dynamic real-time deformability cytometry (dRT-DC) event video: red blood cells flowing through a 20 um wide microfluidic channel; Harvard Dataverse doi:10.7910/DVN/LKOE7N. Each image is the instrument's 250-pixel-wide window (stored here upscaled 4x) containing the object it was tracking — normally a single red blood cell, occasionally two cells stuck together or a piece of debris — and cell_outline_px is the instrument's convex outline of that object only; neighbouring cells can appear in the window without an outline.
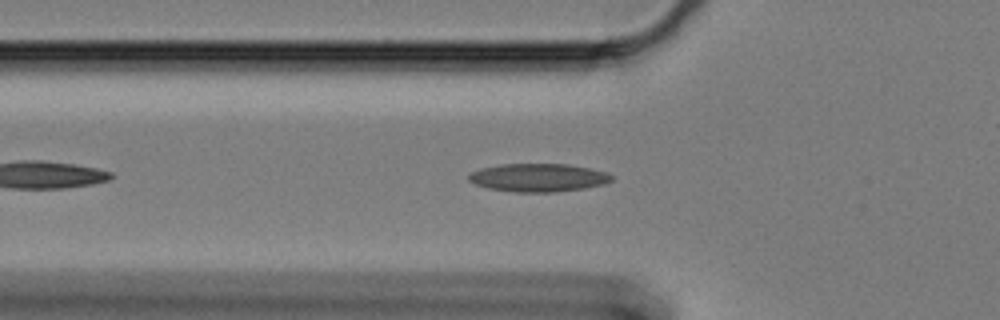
{"species": "Egyptian fruit bat (a non-hibernating species)", "species_latin": "Rousettus aegyptiacus", "temperature_condition": "cold", "stored_images_in_passage": 42, "camera_frame_rate_fps": 3000, "um_per_image_px": 0.085, "animal": {"sex": "female"}, "frame": {"image": 1, "passage_image": 8, "time_ms": 2.333, "image_size_px": [1000, 320], "cell_outline_px": [[612, 180], [604, 184], [584, 188], [556, 192], [512, 192], [488, 188], [476, 184], [468, 180], [468, 172], [480, 168], [500, 164], [568, 164], [608, 172], [612, 176]], "centroid_in_image_um": [45.72, 15.09], "position_along_channel_um": 80.1, "area_um2": 23.58}}
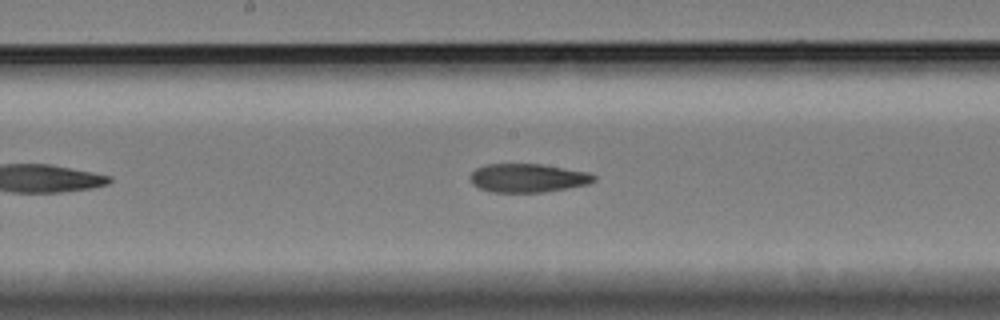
{"frame": {"image": 2, "passage_image": 19, "time_ms": 6.0, "image_size_px": [1000, 320], "cell_outline_px": [[596, 180], [588, 184], [544, 192], [492, 192], [480, 188], [472, 184], [468, 176], [476, 168], [484, 164], [540, 164], [588, 172], [596, 176]], "centroid_in_image_um": [44.83, 15.12], "position_along_channel_um": 203.4, "area_um2": 20.63}}
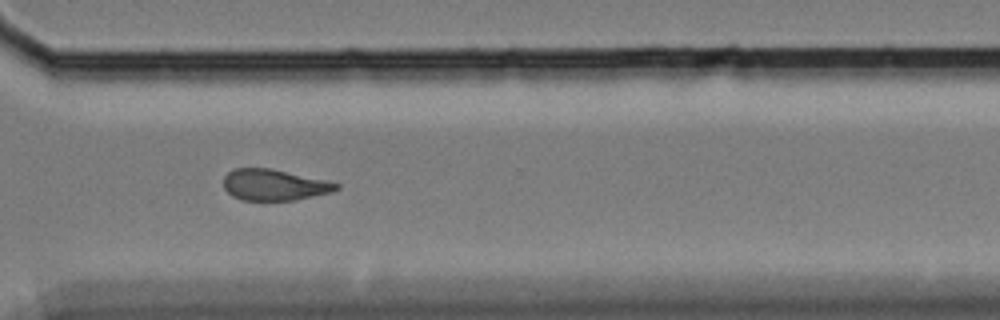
{"frame": {"image": 3, "passage_image": 32, "time_ms": 10.333, "image_size_px": [1000, 320], "cell_outline_px": [[340, 188], [332, 192], [296, 200], [264, 204], [240, 200], [232, 196], [224, 188], [224, 176], [228, 172], [236, 168], [268, 168], [324, 180], [340, 184]], "centroid_in_image_um": [23.26, 15.78], "position_along_channel_um": 347.3, "area_um2": 21.1}, "authors_computed_cell_mechanics": {"area_um2": 21.386, "velocity_mm_per_s": 3.3258, "shape_relaxation_time_tau1_ms": null, "shape_relaxation_time_tau2_ms": 3.0722, "deformation_change_tau1": null, "deformation_change_tau2": 0.1046}}